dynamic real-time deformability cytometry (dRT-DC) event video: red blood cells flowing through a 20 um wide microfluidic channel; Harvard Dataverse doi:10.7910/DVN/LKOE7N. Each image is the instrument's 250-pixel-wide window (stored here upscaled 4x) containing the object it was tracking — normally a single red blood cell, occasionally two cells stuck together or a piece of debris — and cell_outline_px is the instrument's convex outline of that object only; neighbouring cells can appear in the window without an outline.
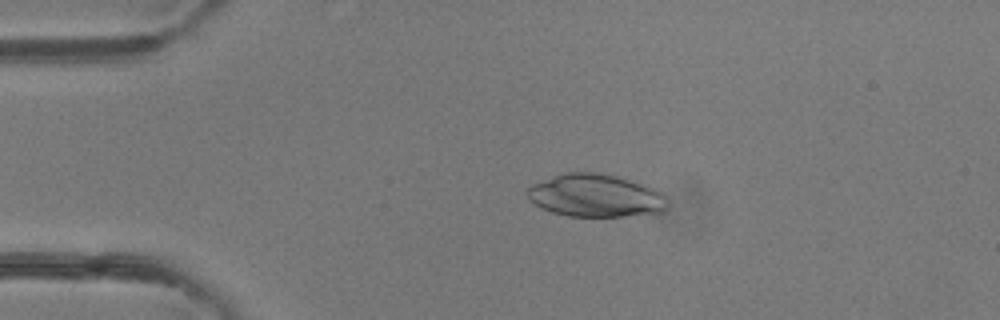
{"species": "common noctule bat (a hibernating species)", "species_latin": "Nyctalus noctula", "temperature_condition": "room temperature", "stored_images_in_passage": 46, "camera_frame_rate_fps": 3000, "um_per_image_px": 0.085, "animal": {"sex": "female"}, "frame": {"image": 1, "passage_image": 9, "time_ms": 2.667, "image_size_px": [1000, 320], "cell_outline_px": [[668, 208], [660, 212], [624, 216], [568, 216], [552, 212], [540, 208], [528, 200], [528, 188], [532, 184], [552, 176], [564, 172], [600, 172], [616, 176], [644, 184], [656, 188], [664, 192], [668, 196]], "centroid_in_image_um": [50.65, 16.62], "position_along_channel_um": 34.3, "area_um2": 35.37}}
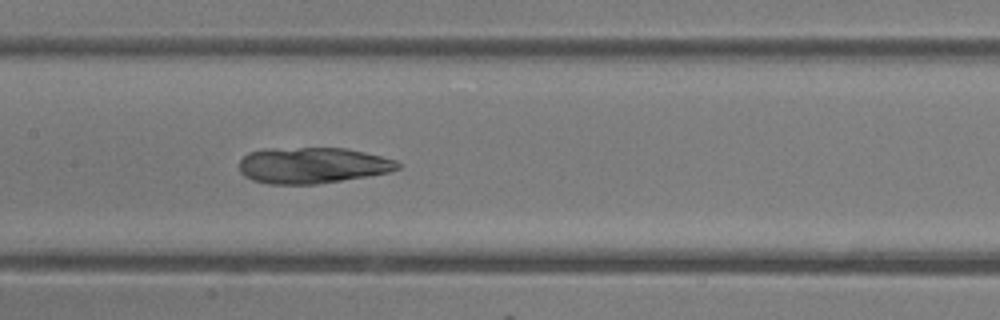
{"frame": {"image": 2, "passage_image": 22, "time_ms": 7.0, "image_size_px": [1000, 320], "cell_outline_px": [[404, 164], [400, 168], [392, 172], [368, 176], [316, 184], [268, 184], [252, 180], [244, 176], [240, 172], [240, 160], [248, 152], [264, 148], [344, 148], [364, 152], [396, 160]], "centroid_in_image_um": [26.57, 14.05], "position_along_channel_um": 180.8, "area_um2": 33.58}}
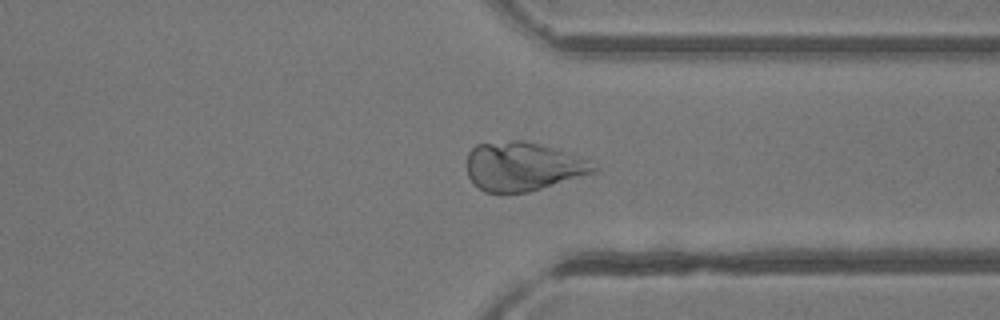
{"frame": {"image": 3, "passage_image": 35, "time_ms": 11.333, "image_size_px": [1000, 320], "cell_outline_px": [[596, 172], [528, 192], [484, 192], [468, 176], [468, 152], [476, 144], [516, 140], [524, 140], [540, 144], [588, 160], [596, 168]], "centroid_in_image_um": [44.41, 14.15], "position_along_channel_um": 367.0, "area_um2": 35.43}}